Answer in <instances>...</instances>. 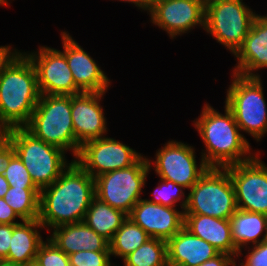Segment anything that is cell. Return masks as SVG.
I'll return each mask as SVG.
<instances>
[{
    "mask_svg": "<svg viewBox=\"0 0 267 266\" xmlns=\"http://www.w3.org/2000/svg\"><path fill=\"white\" fill-rule=\"evenodd\" d=\"M94 197V178L74 160L51 185L40 190L38 220L47 232L83 222Z\"/></svg>",
    "mask_w": 267,
    "mask_h": 266,
    "instance_id": "1",
    "label": "cell"
},
{
    "mask_svg": "<svg viewBox=\"0 0 267 266\" xmlns=\"http://www.w3.org/2000/svg\"><path fill=\"white\" fill-rule=\"evenodd\" d=\"M224 109L222 114L206 102L198 119L193 121L205 144L201 159L208 167L225 168L248 161L257 153L241 134L232 111L226 105Z\"/></svg>",
    "mask_w": 267,
    "mask_h": 266,
    "instance_id": "2",
    "label": "cell"
},
{
    "mask_svg": "<svg viewBox=\"0 0 267 266\" xmlns=\"http://www.w3.org/2000/svg\"><path fill=\"white\" fill-rule=\"evenodd\" d=\"M40 95L35 67L24 52L18 51L0 74V130L24 127Z\"/></svg>",
    "mask_w": 267,
    "mask_h": 266,
    "instance_id": "3",
    "label": "cell"
},
{
    "mask_svg": "<svg viewBox=\"0 0 267 266\" xmlns=\"http://www.w3.org/2000/svg\"><path fill=\"white\" fill-rule=\"evenodd\" d=\"M4 137L14 147L16 155L41 190L51 185L74 161H67L64 150L36 138L24 127L4 131Z\"/></svg>",
    "mask_w": 267,
    "mask_h": 266,
    "instance_id": "4",
    "label": "cell"
},
{
    "mask_svg": "<svg viewBox=\"0 0 267 266\" xmlns=\"http://www.w3.org/2000/svg\"><path fill=\"white\" fill-rule=\"evenodd\" d=\"M24 128L45 143L71 151L76 159V137L71 116V95H40Z\"/></svg>",
    "mask_w": 267,
    "mask_h": 266,
    "instance_id": "5",
    "label": "cell"
},
{
    "mask_svg": "<svg viewBox=\"0 0 267 266\" xmlns=\"http://www.w3.org/2000/svg\"><path fill=\"white\" fill-rule=\"evenodd\" d=\"M225 105L232 111L242 132L259 142L267 133V104L260 77L232 73Z\"/></svg>",
    "mask_w": 267,
    "mask_h": 266,
    "instance_id": "6",
    "label": "cell"
},
{
    "mask_svg": "<svg viewBox=\"0 0 267 266\" xmlns=\"http://www.w3.org/2000/svg\"><path fill=\"white\" fill-rule=\"evenodd\" d=\"M187 196L184 214L230 219L237 210L233 183L226 168L209 167Z\"/></svg>",
    "mask_w": 267,
    "mask_h": 266,
    "instance_id": "7",
    "label": "cell"
},
{
    "mask_svg": "<svg viewBox=\"0 0 267 266\" xmlns=\"http://www.w3.org/2000/svg\"><path fill=\"white\" fill-rule=\"evenodd\" d=\"M257 15L243 0H212L205 4L204 30L234 55Z\"/></svg>",
    "mask_w": 267,
    "mask_h": 266,
    "instance_id": "8",
    "label": "cell"
},
{
    "mask_svg": "<svg viewBox=\"0 0 267 266\" xmlns=\"http://www.w3.org/2000/svg\"><path fill=\"white\" fill-rule=\"evenodd\" d=\"M150 170L147 157L143 155L128 168L101 174L94 178L95 196L129 215L132 208L142 199L143 187Z\"/></svg>",
    "mask_w": 267,
    "mask_h": 266,
    "instance_id": "9",
    "label": "cell"
},
{
    "mask_svg": "<svg viewBox=\"0 0 267 266\" xmlns=\"http://www.w3.org/2000/svg\"><path fill=\"white\" fill-rule=\"evenodd\" d=\"M195 153L193 146L171 139L156 151L155 161L148 157L147 160L160 179L172 181L189 190L209 168L203 159L197 164Z\"/></svg>",
    "mask_w": 267,
    "mask_h": 266,
    "instance_id": "10",
    "label": "cell"
},
{
    "mask_svg": "<svg viewBox=\"0 0 267 266\" xmlns=\"http://www.w3.org/2000/svg\"><path fill=\"white\" fill-rule=\"evenodd\" d=\"M257 153L248 161L225 167L233 183L237 209L267 216V165Z\"/></svg>",
    "mask_w": 267,
    "mask_h": 266,
    "instance_id": "11",
    "label": "cell"
},
{
    "mask_svg": "<svg viewBox=\"0 0 267 266\" xmlns=\"http://www.w3.org/2000/svg\"><path fill=\"white\" fill-rule=\"evenodd\" d=\"M142 156L123 142L105 136L85 142L75 161L96 178L110 171L128 168Z\"/></svg>",
    "mask_w": 267,
    "mask_h": 266,
    "instance_id": "12",
    "label": "cell"
},
{
    "mask_svg": "<svg viewBox=\"0 0 267 266\" xmlns=\"http://www.w3.org/2000/svg\"><path fill=\"white\" fill-rule=\"evenodd\" d=\"M36 52H24L32 61L40 94L76 95L82 91L75 85L65 54L55 48L39 46Z\"/></svg>",
    "mask_w": 267,
    "mask_h": 266,
    "instance_id": "13",
    "label": "cell"
},
{
    "mask_svg": "<svg viewBox=\"0 0 267 266\" xmlns=\"http://www.w3.org/2000/svg\"><path fill=\"white\" fill-rule=\"evenodd\" d=\"M150 21L176 38L196 26L205 29V4L200 0H162L149 10Z\"/></svg>",
    "mask_w": 267,
    "mask_h": 266,
    "instance_id": "14",
    "label": "cell"
},
{
    "mask_svg": "<svg viewBox=\"0 0 267 266\" xmlns=\"http://www.w3.org/2000/svg\"><path fill=\"white\" fill-rule=\"evenodd\" d=\"M105 93L81 92L71 95V116L76 137V157L85 142L107 135V119L100 104Z\"/></svg>",
    "mask_w": 267,
    "mask_h": 266,
    "instance_id": "15",
    "label": "cell"
},
{
    "mask_svg": "<svg viewBox=\"0 0 267 266\" xmlns=\"http://www.w3.org/2000/svg\"><path fill=\"white\" fill-rule=\"evenodd\" d=\"M63 53L75 85L82 92H107L111 81L99 64L77 43L68 31H61Z\"/></svg>",
    "mask_w": 267,
    "mask_h": 266,
    "instance_id": "16",
    "label": "cell"
},
{
    "mask_svg": "<svg viewBox=\"0 0 267 266\" xmlns=\"http://www.w3.org/2000/svg\"><path fill=\"white\" fill-rule=\"evenodd\" d=\"M128 217L151 238L168 241L184 227V211L140 199Z\"/></svg>",
    "mask_w": 267,
    "mask_h": 266,
    "instance_id": "17",
    "label": "cell"
},
{
    "mask_svg": "<svg viewBox=\"0 0 267 266\" xmlns=\"http://www.w3.org/2000/svg\"><path fill=\"white\" fill-rule=\"evenodd\" d=\"M234 57L237 63L232 73L244 77H261L256 71L267 68V18L264 15L255 17Z\"/></svg>",
    "mask_w": 267,
    "mask_h": 266,
    "instance_id": "18",
    "label": "cell"
},
{
    "mask_svg": "<svg viewBox=\"0 0 267 266\" xmlns=\"http://www.w3.org/2000/svg\"><path fill=\"white\" fill-rule=\"evenodd\" d=\"M219 253L185 227L167 241L168 266H199Z\"/></svg>",
    "mask_w": 267,
    "mask_h": 266,
    "instance_id": "19",
    "label": "cell"
},
{
    "mask_svg": "<svg viewBox=\"0 0 267 266\" xmlns=\"http://www.w3.org/2000/svg\"><path fill=\"white\" fill-rule=\"evenodd\" d=\"M48 233H52L49 239L67 255L78 251H110L109 241L84 222L57 226Z\"/></svg>",
    "mask_w": 267,
    "mask_h": 266,
    "instance_id": "20",
    "label": "cell"
},
{
    "mask_svg": "<svg viewBox=\"0 0 267 266\" xmlns=\"http://www.w3.org/2000/svg\"><path fill=\"white\" fill-rule=\"evenodd\" d=\"M184 227L192 234L207 241L220 253H226L237 260L229 219L199 214H184Z\"/></svg>",
    "mask_w": 267,
    "mask_h": 266,
    "instance_id": "21",
    "label": "cell"
},
{
    "mask_svg": "<svg viewBox=\"0 0 267 266\" xmlns=\"http://www.w3.org/2000/svg\"><path fill=\"white\" fill-rule=\"evenodd\" d=\"M45 229L38 219L23 220L13 228L8 256L5 262L28 266L35 261L36 254L44 241L41 230Z\"/></svg>",
    "mask_w": 267,
    "mask_h": 266,
    "instance_id": "22",
    "label": "cell"
},
{
    "mask_svg": "<svg viewBox=\"0 0 267 266\" xmlns=\"http://www.w3.org/2000/svg\"><path fill=\"white\" fill-rule=\"evenodd\" d=\"M229 222L232 240L238 251V259L243 255L242 250L247 249L250 243L253 246L266 239L267 216L264 214L237 209Z\"/></svg>",
    "mask_w": 267,
    "mask_h": 266,
    "instance_id": "23",
    "label": "cell"
},
{
    "mask_svg": "<svg viewBox=\"0 0 267 266\" xmlns=\"http://www.w3.org/2000/svg\"><path fill=\"white\" fill-rule=\"evenodd\" d=\"M128 215L111 207L96 196L92 199L83 222L97 234L110 241Z\"/></svg>",
    "mask_w": 267,
    "mask_h": 266,
    "instance_id": "24",
    "label": "cell"
},
{
    "mask_svg": "<svg viewBox=\"0 0 267 266\" xmlns=\"http://www.w3.org/2000/svg\"><path fill=\"white\" fill-rule=\"evenodd\" d=\"M150 238L140 226L127 217L109 241L111 257L117 256L123 260Z\"/></svg>",
    "mask_w": 267,
    "mask_h": 266,
    "instance_id": "25",
    "label": "cell"
},
{
    "mask_svg": "<svg viewBox=\"0 0 267 266\" xmlns=\"http://www.w3.org/2000/svg\"><path fill=\"white\" fill-rule=\"evenodd\" d=\"M124 266H168L167 242L150 238L123 259Z\"/></svg>",
    "mask_w": 267,
    "mask_h": 266,
    "instance_id": "26",
    "label": "cell"
},
{
    "mask_svg": "<svg viewBox=\"0 0 267 266\" xmlns=\"http://www.w3.org/2000/svg\"><path fill=\"white\" fill-rule=\"evenodd\" d=\"M3 199L22 220L39 218L40 189L9 187Z\"/></svg>",
    "mask_w": 267,
    "mask_h": 266,
    "instance_id": "27",
    "label": "cell"
},
{
    "mask_svg": "<svg viewBox=\"0 0 267 266\" xmlns=\"http://www.w3.org/2000/svg\"><path fill=\"white\" fill-rule=\"evenodd\" d=\"M154 193H151L154 198L147 199V201L155 204H161L164 206L177 208L184 211L187 206L188 196L185 197L186 188L172 181L160 179L158 186L154 189ZM185 197V198H184ZM180 202V203H179ZM179 203V205H177Z\"/></svg>",
    "mask_w": 267,
    "mask_h": 266,
    "instance_id": "28",
    "label": "cell"
},
{
    "mask_svg": "<svg viewBox=\"0 0 267 266\" xmlns=\"http://www.w3.org/2000/svg\"><path fill=\"white\" fill-rule=\"evenodd\" d=\"M5 179L8 181L9 186L14 188L23 189H39L31 179L30 173L27 171L25 165L15 155L5 169Z\"/></svg>",
    "mask_w": 267,
    "mask_h": 266,
    "instance_id": "29",
    "label": "cell"
},
{
    "mask_svg": "<svg viewBox=\"0 0 267 266\" xmlns=\"http://www.w3.org/2000/svg\"><path fill=\"white\" fill-rule=\"evenodd\" d=\"M35 262L40 266H70L69 256L60 250L48 237L40 245Z\"/></svg>",
    "mask_w": 267,
    "mask_h": 266,
    "instance_id": "30",
    "label": "cell"
},
{
    "mask_svg": "<svg viewBox=\"0 0 267 266\" xmlns=\"http://www.w3.org/2000/svg\"><path fill=\"white\" fill-rule=\"evenodd\" d=\"M68 256L70 266H112L110 251H78Z\"/></svg>",
    "mask_w": 267,
    "mask_h": 266,
    "instance_id": "31",
    "label": "cell"
},
{
    "mask_svg": "<svg viewBox=\"0 0 267 266\" xmlns=\"http://www.w3.org/2000/svg\"><path fill=\"white\" fill-rule=\"evenodd\" d=\"M249 247L245 255V261H239L240 264L235 266H267V242L262 241Z\"/></svg>",
    "mask_w": 267,
    "mask_h": 266,
    "instance_id": "32",
    "label": "cell"
},
{
    "mask_svg": "<svg viewBox=\"0 0 267 266\" xmlns=\"http://www.w3.org/2000/svg\"><path fill=\"white\" fill-rule=\"evenodd\" d=\"M17 224H0V261H4L8 256L13 228Z\"/></svg>",
    "mask_w": 267,
    "mask_h": 266,
    "instance_id": "33",
    "label": "cell"
},
{
    "mask_svg": "<svg viewBox=\"0 0 267 266\" xmlns=\"http://www.w3.org/2000/svg\"><path fill=\"white\" fill-rule=\"evenodd\" d=\"M16 155L12 144L4 137L0 141V174L4 175L10 160Z\"/></svg>",
    "mask_w": 267,
    "mask_h": 266,
    "instance_id": "34",
    "label": "cell"
},
{
    "mask_svg": "<svg viewBox=\"0 0 267 266\" xmlns=\"http://www.w3.org/2000/svg\"><path fill=\"white\" fill-rule=\"evenodd\" d=\"M18 218L20 219V222L16 220ZM21 221L23 220L7 204V202L3 198H0V224H19Z\"/></svg>",
    "mask_w": 267,
    "mask_h": 266,
    "instance_id": "35",
    "label": "cell"
},
{
    "mask_svg": "<svg viewBox=\"0 0 267 266\" xmlns=\"http://www.w3.org/2000/svg\"><path fill=\"white\" fill-rule=\"evenodd\" d=\"M236 259L226 253H219L214 258L200 264L199 266H235Z\"/></svg>",
    "mask_w": 267,
    "mask_h": 266,
    "instance_id": "36",
    "label": "cell"
},
{
    "mask_svg": "<svg viewBox=\"0 0 267 266\" xmlns=\"http://www.w3.org/2000/svg\"><path fill=\"white\" fill-rule=\"evenodd\" d=\"M12 48L10 45L0 46V74L3 67L19 51L16 48Z\"/></svg>",
    "mask_w": 267,
    "mask_h": 266,
    "instance_id": "37",
    "label": "cell"
},
{
    "mask_svg": "<svg viewBox=\"0 0 267 266\" xmlns=\"http://www.w3.org/2000/svg\"><path fill=\"white\" fill-rule=\"evenodd\" d=\"M9 183L8 181L5 179L4 175L0 174V198H3L4 195L7 193V191L9 190Z\"/></svg>",
    "mask_w": 267,
    "mask_h": 266,
    "instance_id": "38",
    "label": "cell"
},
{
    "mask_svg": "<svg viewBox=\"0 0 267 266\" xmlns=\"http://www.w3.org/2000/svg\"><path fill=\"white\" fill-rule=\"evenodd\" d=\"M117 1L131 3L134 4L136 7H138V9L144 10V0H117Z\"/></svg>",
    "mask_w": 267,
    "mask_h": 266,
    "instance_id": "39",
    "label": "cell"
},
{
    "mask_svg": "<svg viewBox=\"0 0 267 266\" xmlns=\"http://www.w3.org/2000/svg\"><path fill=\"white\" fill-rule=\"evenodd\" d=\"M162 0H144V11L149 12L150 8L157 2Z\"/></svg>",
    "mask_w": 267,
    "mask_h": 266,
    "instance_id": "40",
    "label": "cell"
},
{
    "mask_svg": "<svg viewBox=\"0 0 267 266\" xmlns=\"http://www.w3.org/2000/svg\"><path fill=\"white\" fill-rule=\"evenodd\" d=\"M0 266H23V265L12 264V263H8V262H5V261H0Z\"/></svg>",
    "mask_w": 267,
    "mask_h": 266,
    "instance_id": "41",
    "label": "cell"
},
{
    "mask_svg": "<svg viewBox=\"0 0 267 266\" xmlns=\"http://www.w3.org/2000/svg\"><path fill=\"white\" fill-rule=\"evenodd\" d=\"M10 0H0V6L1 5H5V6H8V4H10V2H8ZM12 1V0H11Z\"/></svg>",
    "mask_w": 267,
    "mask_h": 266,
    "instance_id": "42",
    "label": "cell"
},
{
    "mask_svg": "<svg viewBox=\"0 0 267 266\" xmlns=\"http://www.w3.org/2000/svg\"><path fill=\"white\" fill-rule=\"evenodd\" d=\"M28 266H40L39 264H37L35 261L31 262Z\"/></svg>",
    "mask_w": 267,
    "mask_h": 266,
    "instance_id": "43",
    "label": "cell"
},
{
    "mask_svg": "<svg viewBox=\"0 0 267 266\" xmlns=\"http://www.w3.org/2000/svg\"><path fill=\"white\" fill-rule=\"evenodd\" d=\"M4 138V131L0 130V141Z\"/></svg>",
    "mask_w": 267,
    "mask_h": 266,
    "instance_id": "44",
    "label": "cell"
},
{
    "mask_svg": "<svg viewBox=\"0 0 267 266\" xmlns=\"http://www.w3.org/2000/svg\"><path fill=\"white\" fill-rule=\"evenodd\" d=\"M202 1L204 4L208 3L209 1H212V0H200Z\"/></svg>",
    "mask_w": 267,
    "mask_h": 266,
    "instance_id": "45",
    "label": "cell"
}]
</instances>
